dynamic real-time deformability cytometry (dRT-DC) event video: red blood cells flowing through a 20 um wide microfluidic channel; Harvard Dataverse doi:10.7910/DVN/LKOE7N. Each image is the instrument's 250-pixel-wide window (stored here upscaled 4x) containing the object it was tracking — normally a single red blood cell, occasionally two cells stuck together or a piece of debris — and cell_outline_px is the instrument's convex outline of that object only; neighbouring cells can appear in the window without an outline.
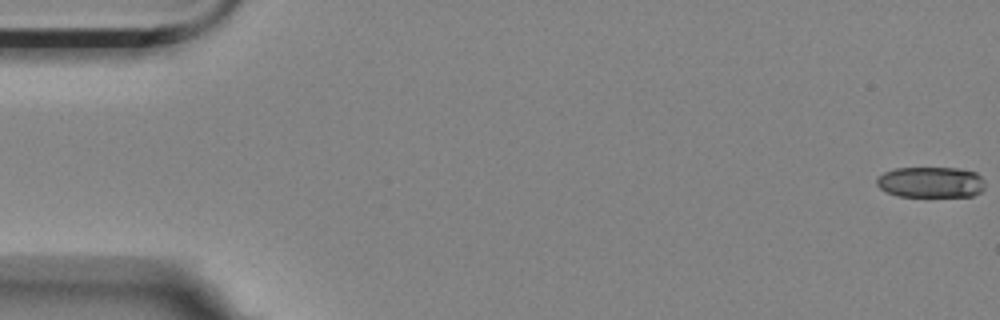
{"species": "Egyptian fruit bat (a non-hibernating species)", "species_latin": "Rousettus aegyptiacus", "temperature_condition": "room temperature", "stored_images_in_passage": 35, "camera_frame_rate_fps": 3000, "um_per_image_px": 0.085, "animal": {"sex": "female"}, "frame": {"image": 1, "passage_image": 1, "time_ms": 0.0, "image_size_px": [1000, 320], "cell_outline_px": [[984, 188], [980, 192], [972, 196], [896, 196], [884, 192], [876, 184], [876, 180], [884, 172], [896, 168], [960, 168], [976, 172], [984, 180]], "centroid_in_image_um": [79.11, 15.49], "position_along_channel_um": 5.9, "area_um2": 19.59}}
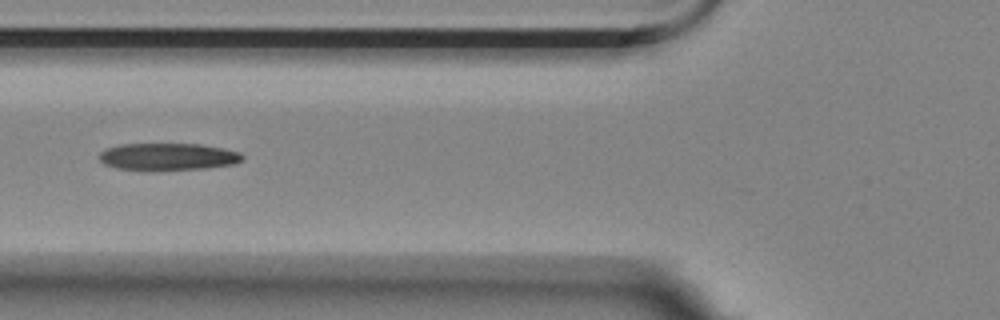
{"frame": {"image": 2, "passage_image": 22, "time_ms": 7.0, "image_size_px": [1000, 320], "cell_outline_px": [[244, 156], [236, 164], [204, 168], [116, 168], [104, 164], [100, 160], [100, 152], [108, 148], [120, 144], [200, 144], [240, 152]], "centroid_in_image_um": [14.3, 13.28], "position_along_channel_um": 111.5, "area_um2": 21.73}}
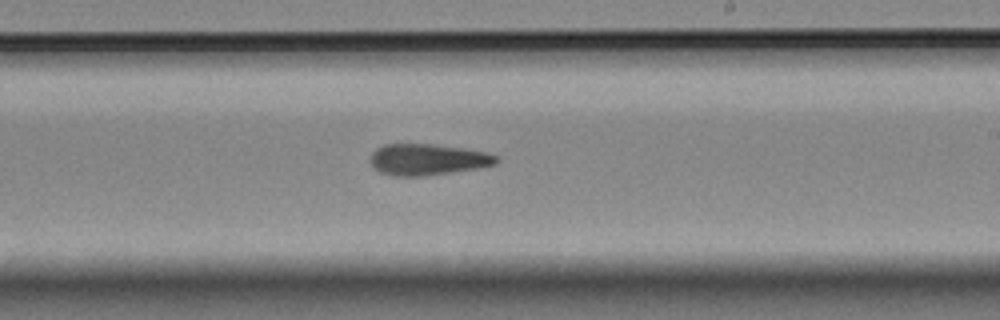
{"frame": {"image": 3, "passage_image": 34, "time_ms": 11.0, "image_size_px": [1000, 320], "cell_outline_px": [[500, 160], [496, 164], [480, 168], [428, 176], [392, 176], [380, 172], [372, 168], [372, 152], [376, 148], [384, 144], [428, 144], [460, 148], [484, 152], [496, 156]], "centroid_in_image_um": [36.33, 13.58], "position_along_channel_um": 252.7, "area_um2": 22.95}}